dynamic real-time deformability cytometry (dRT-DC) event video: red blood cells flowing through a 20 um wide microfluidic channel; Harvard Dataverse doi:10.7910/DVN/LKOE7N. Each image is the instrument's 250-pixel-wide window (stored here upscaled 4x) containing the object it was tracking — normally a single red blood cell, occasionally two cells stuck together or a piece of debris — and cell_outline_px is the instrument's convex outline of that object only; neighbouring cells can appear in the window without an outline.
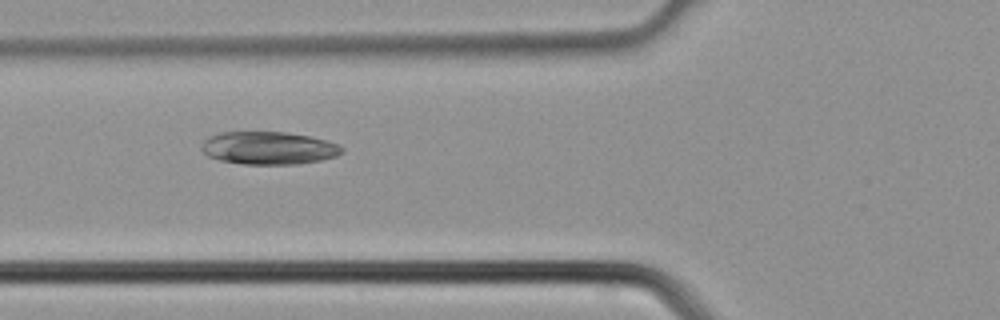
{"species": "common noctule bat (a hibernating species)", "species_latin": "Nyctalus noctula", "temperature_condition": "cold", "stored_images_in_passage": 4, "camera_frame_rate_fps": 3000, "um_per_image_px": 0.085, "animal": {"sex": "male", "body_mass_g": 21.5, "forearm_length_mm": 52.0}, "frame": {"image": 1, "passage_image": 4, "time_ms": 1.0, "image_size_px": [1000, 320], "cell_outline_px": [[344, 152], [336, 156], [320, 160], [296, 164], [244, 164], [220, 160], [208, 156], [200, 148], [200, 144], [208, 136], [220, 132], [288, 132], [328, 140], [340, 144], [344, 148]], "centroid_in_image_um": [22.84, 12.57], "position_along_channel_um": 103.0, "area_um2": 27.05}}